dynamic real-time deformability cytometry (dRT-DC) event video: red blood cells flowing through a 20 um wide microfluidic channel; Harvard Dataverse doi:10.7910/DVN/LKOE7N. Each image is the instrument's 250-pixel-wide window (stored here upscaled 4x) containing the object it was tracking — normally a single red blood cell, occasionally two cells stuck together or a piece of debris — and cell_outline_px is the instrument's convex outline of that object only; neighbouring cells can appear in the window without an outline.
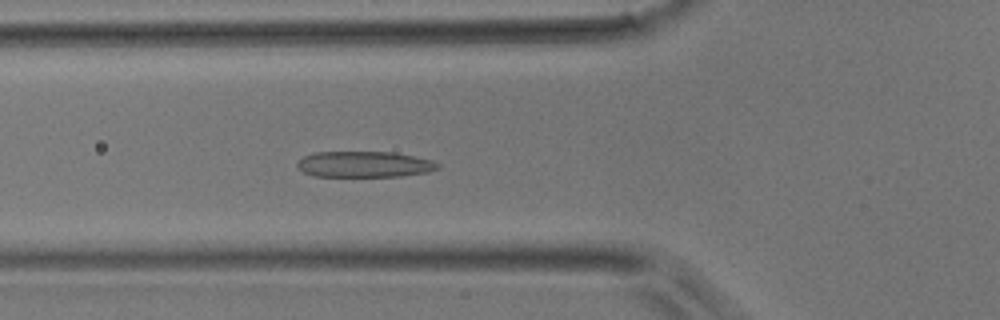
{"species": "common noctule bat (a hibernating species)", "species_latin": "Nyctalus noctula", "temperature_condition": "room temperature", "stored_images_in_passage": 49, "camera_frame_rate_fps": 3000, "um_per_image_px": 0.085, "animal": {"sex": "male", "body_mass_g": 17.9}, "frame": {"image": 1, "passage_image": 17, "time_ms": 5.333, "image_size_px": [1000, 320], "cell_outline_px": [[440, 168], [428, 172], [400, 176], [312, 176], [296, 168], [296, 164], [304, 156], [312, 152], [392, 152], [432, 160], [440, 164]], "centroid_in_image_um": [30.95, 13.97], "position_along_channel_um": 94.9, "area_um2": 21.27}}
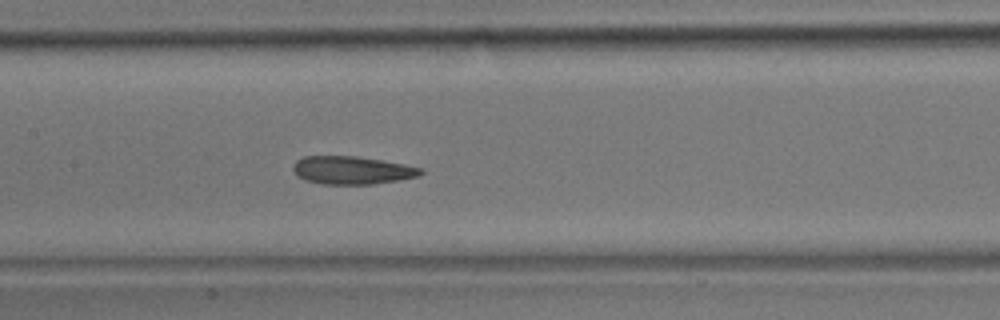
{"frame": {"image": 2, "passage_image": 23, "time_ms": 7.333, "image_size_px": [1000, 320], "cell_outline_px": [[424, 172], [420, 176], [400, 180], [372, 184], [320, 184], [304, 180], [296, 176], [292, 168], [296, 160], [304, 156], [356, 156], [404, 164], [424, 168]], "centroid_in_image_um": [29.92, 14.47], "position_along_channel_um": 177.5, "area_um2": 21.04}}
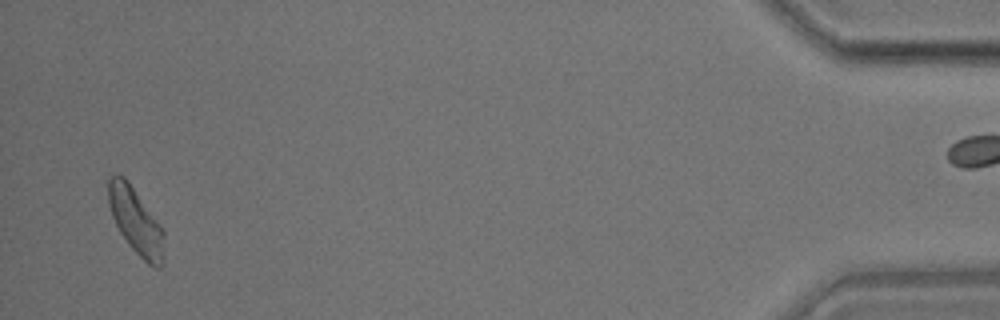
{"frame": {"image": 3, "passage_image": 47, "time_ms": 15.333, "image_size_px": [1000, 320], "cell_outline_px": [[164, 264], [160, 268], [152, 268], [128, 244], [120, 232], [112, 216], [108, 204], [108, 180], [116, 172], [124, 176], [128, 180], [160, 224], [164, 232]], "centroid_in_image_um": [11.56, 18.8], "position_along_channel_um": 423.6, "area_um2": 21.68}}